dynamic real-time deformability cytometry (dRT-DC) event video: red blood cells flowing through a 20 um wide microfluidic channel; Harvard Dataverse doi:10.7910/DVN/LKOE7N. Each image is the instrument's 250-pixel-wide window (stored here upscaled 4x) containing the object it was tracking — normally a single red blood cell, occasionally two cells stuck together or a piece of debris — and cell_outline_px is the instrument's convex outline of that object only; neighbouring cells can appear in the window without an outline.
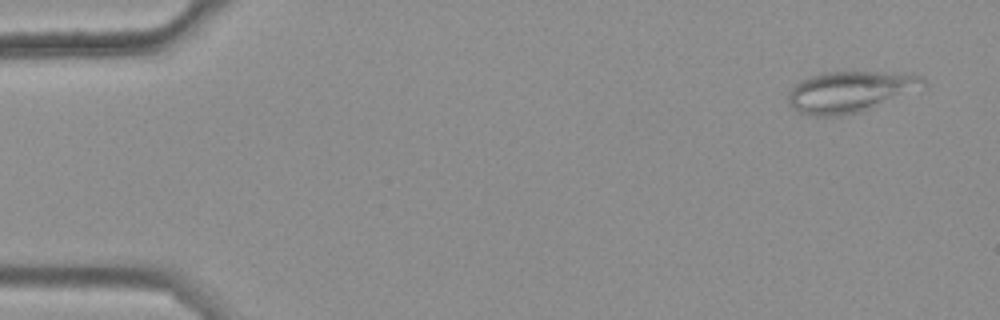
{"species": "common noctule bat (a hibernating species)", "species_latin": "Nyctalus noctula", "temperature_condition": "warm", "stored_images_in_passage": 48, "camera_frame_rate_fps": 3000, "um_per_image_px": 0.085, "animal": {"sex": "female", "body_mass_g": 25.1}, "frame": {"image": 1, "passage_image": 2, "time_ms": 0.333, "image_size_px": [1000, 320], "cell_outline_px": [[928, 88], [924, 92], [860, 112], [840, 116], [812, 116], [800, 112], [792, 108], [788, 104], [788, 96], [792, 88], [800, 80], [808, 76], [820, 72], [880, 72], [924, 76], [928, 84]], "centroid_in_image_um": [72.4, 7.81], "position_along_channel_um": 12.6, "area_um2": 33.52}}
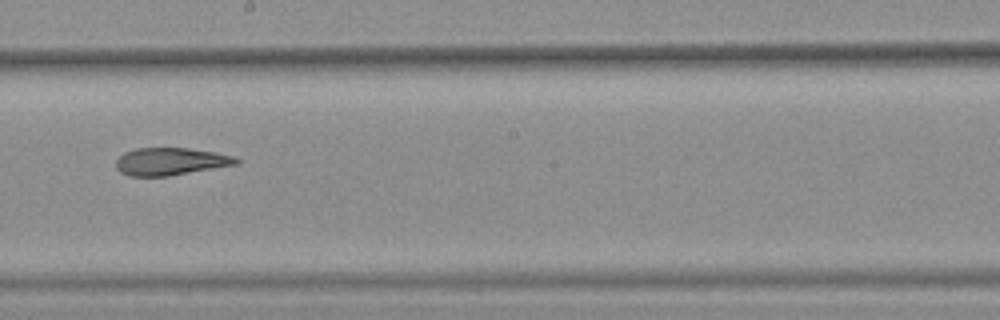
{"frame": {"image": 2, "passage_image": 30, "time_ms": 9.667, "image_size_px": [1000, 320], "cell_outline_px": [[240, 164], [168, 176], [128, 176], [120, 172], [116, 168], [116, 160], [124, 152], [136, 148], [188, 148], [216, 152], [232, 156], [240, 160]], "centroid_in_image_um": [14.5, 13.73], "position_along_channel_um": 233.7, "area_um2": 19.36}}
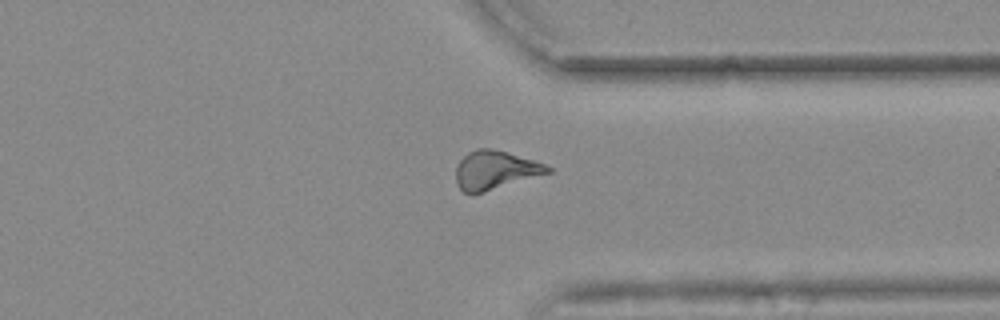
{"frame": {"image": 3, "passage_image": 41, "time_ms": 13.333, "image_size_px": [1000, 320], "cell_outline_px": [[552, 172], [484, 192], [464, 192], [456, 184], [456, 164], [468, 152], [476, 148], [492, 148], [532, 160], [544, 164], [552, 168]], "centroid_in_image_um": [42.07, 14.45], "position_along_channel_um": 369.3, "area_um2": 20.4}, "authors_computed_cell_mechanics": {"area_um2": 20.519, "velocity_mm_per_s": 3.7129, "shape_relaxation_time_tau1_ms": null, "shape_relaxation_time_tau2_ms": 3.2215, "deformation_change_tau1": null, "deformation_change_tau2": 0.122}}